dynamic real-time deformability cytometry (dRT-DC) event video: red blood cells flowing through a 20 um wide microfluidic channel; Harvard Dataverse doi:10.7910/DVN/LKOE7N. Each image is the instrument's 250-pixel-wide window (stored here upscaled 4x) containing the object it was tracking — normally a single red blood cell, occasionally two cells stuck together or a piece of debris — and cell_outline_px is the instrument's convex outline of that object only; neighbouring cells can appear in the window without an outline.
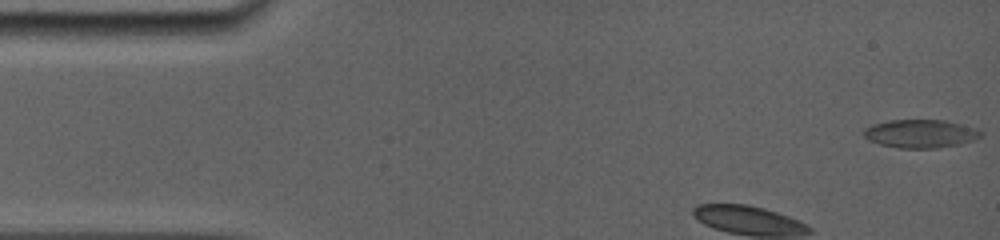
{"species": "common noctule bat (a hibernating species)", "species_latin": "Nyctalus noctula", "temperature_condition": "room temperature", "stored_images_in_passage": 64, "camera_frame_rate_fps": 5000, "um_per_image_px": 0.085, "animal": {"sex": "female", "body_mass_g": 19.0, "forearm_length_mm": 56.7}, "frame": {"image": 1, "passage_image": 1, "time_ms": 0.0, "image_size_px": [1000, 240], "cell_outline_px": [[984, 132], [976, 140], [960, 144], [936, 148], [896, 148], [880, 144], [868, 140], [864, 136], [864, 128], [872, 124], [888, 120], [944, 120], [960, 124]], "centroid_in_image_um": [78.21, 11.37], "position_along_channel_um": 6.8, "area_um2": 19.31}}
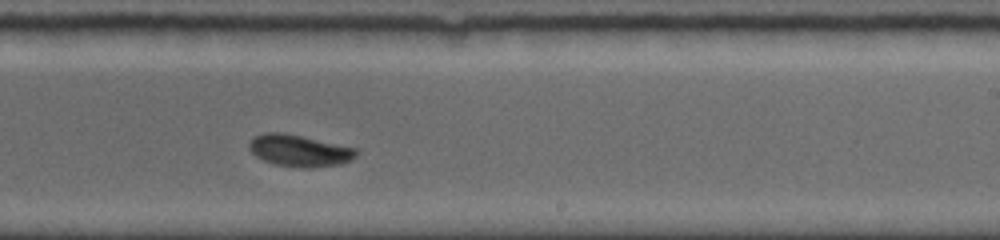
{"frame": {"image": 2, "passage_image": 41, "time_ms": 8.0, "image_size_px": [1000, 240], "cell_outline_px": [[356, 156], [352, 160], [340, 164], [308, 168], [300, 168], [276, 164], [264, 160], [256, 156], [248, 148], [248, 144], [256, 136], [264, 132], [284, 132], [356, 148]], "centroid_in_image_um": [25.44, 12.8], "position_along_channel_um": 263.6, "area_um2": 19.71}}
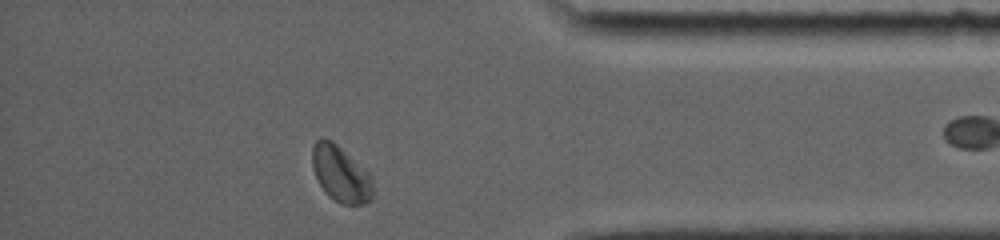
{"frame": {"image": 3, "passage_image": 61, "time_ms": 12.0, "image_size_px": [1000, 240], "cell_outline_px": [[372, 200], [364, 204], [340, 204], [328, 196], [324, 192], [312, 168], [312, 148], [316, 140], [332, 140], [368, 172], [372, 176]], "centroid_in_image_um": [28.96, 14.82], "position_along_channel_um": 406.2, "area_um2": 19.65}}